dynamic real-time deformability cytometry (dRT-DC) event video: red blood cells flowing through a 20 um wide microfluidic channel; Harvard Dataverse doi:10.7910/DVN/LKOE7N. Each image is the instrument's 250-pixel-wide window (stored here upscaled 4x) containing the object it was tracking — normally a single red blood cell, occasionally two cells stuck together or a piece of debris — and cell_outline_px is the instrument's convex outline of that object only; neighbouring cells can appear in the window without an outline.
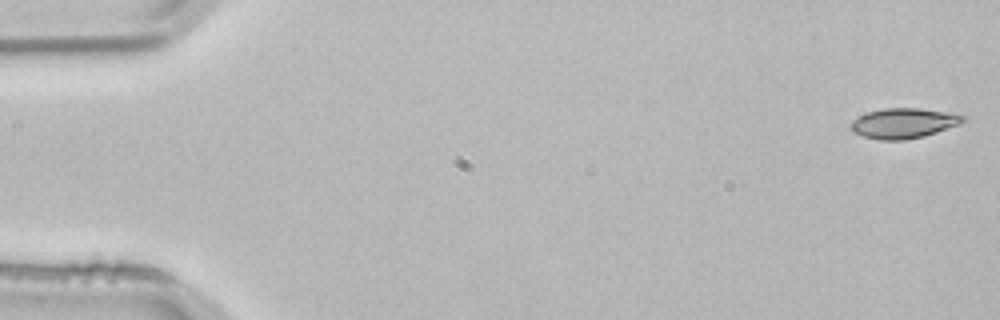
{"species": "common noctule bat (a hibernating species)", "species_latin": "Nyctalus noctula", "temperature_condition": "room temperature", "stored_images_in_passage": 3, "camera_frame_rate_fps": 3000, "um_per_image_px": 0.085, "animal": {"sex": "male", "body_mass_g": 21.5, "forearm_length_mm": 52.0}, "frame": {"image": 1, "passage_image": 3, "time_ms": 0.667, "image_size_px": [1000, 320], "cell_outline_px": [[968, 120], [960, 124], [924, 136], [904, 140], [880, 140], [864, 136], [852, 132], [852, 120], [868, 112], [884, 108], [916, 108], [944, 112], [964, 116]], "centroid_in_image_um": [76.81, 10.48], "position_along_channel_um": 8.2, "area_um2": 19.42}}